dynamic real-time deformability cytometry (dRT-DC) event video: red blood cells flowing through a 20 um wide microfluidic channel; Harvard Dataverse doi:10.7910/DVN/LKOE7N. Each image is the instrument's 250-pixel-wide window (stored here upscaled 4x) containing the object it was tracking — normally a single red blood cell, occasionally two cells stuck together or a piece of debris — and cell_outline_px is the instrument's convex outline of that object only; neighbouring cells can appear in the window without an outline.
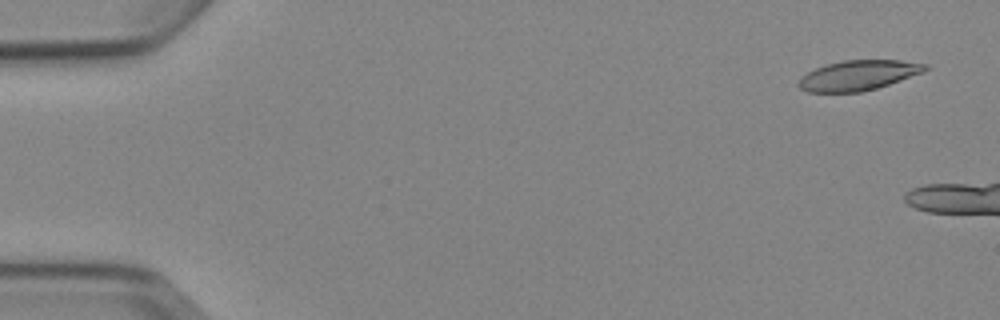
{"species": "Egyptian fruit bat (a non-hibernating species)", "species_latin": "Rousettus aegyptiacus", "temperature_condition": "cold", "stored_images_in_passage": 3, "camera_frame_rate_fps": 3000, "um_per_image_px": 0.085, "animal": {"sex": "female"}, "frame": {"image": 1, "passage_image": 1, "time_ms": 0.0, "image_size_px": [1000, 320], "cell_outline_px": [[928, 68], [924, 72], [876, 88], [860, 92], [808, 92], [800, 88], [796, 84], [800, 76], [824, 64], [844, 60], [900, 60], [928, 64]], "centroid_in_image_um": [72.92, 6.4], "position_along_channel_um": 12.1, "area_um2": 22.2}}